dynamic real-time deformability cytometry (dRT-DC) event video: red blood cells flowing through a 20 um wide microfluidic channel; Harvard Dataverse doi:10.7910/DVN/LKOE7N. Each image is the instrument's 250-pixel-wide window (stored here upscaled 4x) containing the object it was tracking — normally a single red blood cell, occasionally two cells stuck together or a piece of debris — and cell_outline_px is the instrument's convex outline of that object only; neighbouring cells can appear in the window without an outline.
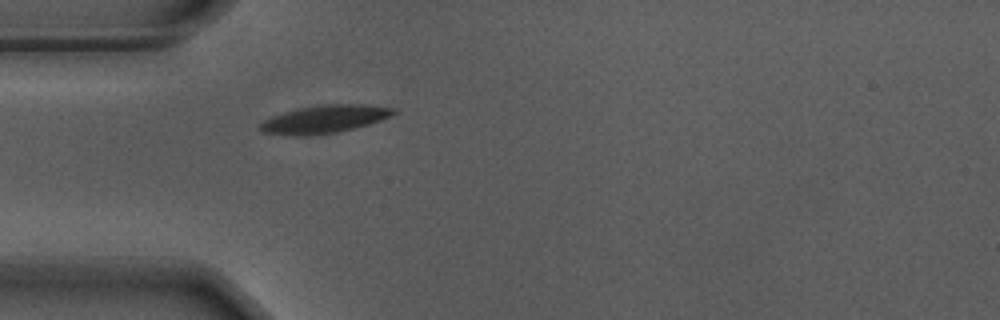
{"species": "Egyptian fruit bat (a non-hibernating species)", "species_latin": "Rousettus aegyptiacus", "temperature_condition": "warm", "stored_images_in_passage": 36, "camera_frame_rate_fps": 3000, "um_per_image_px": 0.085, "animal": {"sex": "male"}, "frame": {"image": 1, "passage_image": 1, "time_ms": 0.0, "image_size_px": [1000, 320], "cell_outline_px": [[396, 112], [392, 116], [356, 128], [336, 132], [304, 136], [296, 136], [264, 132], [256, 128], [264, 120], [272, 116], [284, 112], [300, 108], [324, 104], [364, 104], [396, 108]], "centroid_in_image_um": [27.59, 10.12], "position_along_channel_um": 57.4, "area_um2": 21.62}}
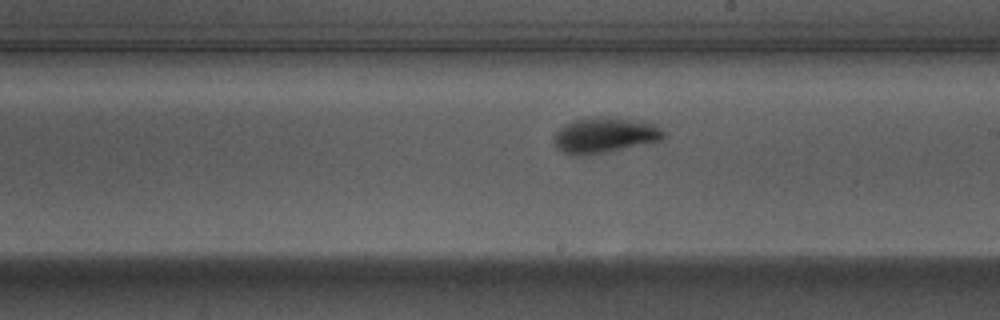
{"frame": {"image": 2, "passage_image": 16, "time_ms": 5.0, "image_size_px": [1000, 320], "cell_outline_px": [[664, 136], [660, 140], [604, 152], [580, 156], [572, 156], [556, 148], [552, 144], [552, 136], [564, 124], [572, 120], [584, 116], [600, 116], [656, 124], [664, 132]], "centroid_in_image_um": [51.27, 11.48], "position_along_channel_um": 237.7, "area_um2": 22.66}}
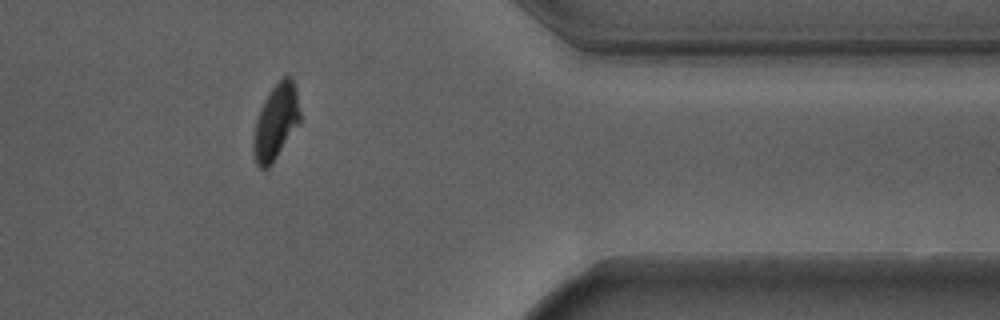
{"frame": {"image": 3, "passage_image": 30, "time_ms": 9.667, "image_size_px": [1000, 320], "cell_outline_px": [[300, 120], [272, 164], [268, 168], [260, 168], [256, 164], [252, 148], [256, 120], [264, 100], [268, 92], [284, 76], [288, 76], [292, 80], [296, 88], [300, 112]], "centroid_in_image_um": [23.43, 10.37], "position_along_channel_um": 388.0, "area_um2": 20.06}}